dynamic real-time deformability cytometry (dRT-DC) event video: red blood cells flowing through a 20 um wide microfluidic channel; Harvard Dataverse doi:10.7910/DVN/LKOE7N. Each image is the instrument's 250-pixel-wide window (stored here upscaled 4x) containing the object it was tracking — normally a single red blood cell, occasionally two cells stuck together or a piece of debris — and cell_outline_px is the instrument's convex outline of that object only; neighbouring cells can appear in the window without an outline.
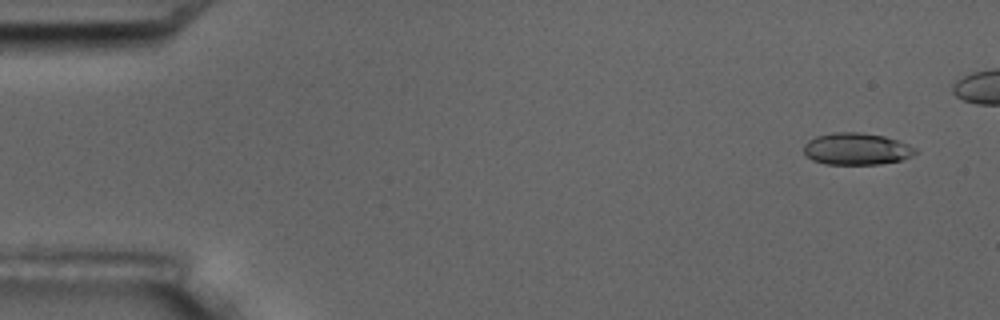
{"species": "common noctule bat (a hibernating species)", "species_latin": "Nyctalus noctula", "temperature_condition": "room temperature", "stored_images_in_passage": 6, "camera_frame_rate_fps": 3000, "um_per_image_px": 0.085, "animal": {"sex": "male", "body_mass_g": 17.5, "forearm_length_mm": 52.3}, "frame": {"image": 1, "passage_image": 1, "time_ms": 0.0, "image_size_px": [1000, 320], "cell_outline_px": [[920, 152], [912, 156], [900, 160], [880, 164], [824, 164], [812, 160], [804, 152], [804, 144], [808, 140], [816, 136], [832, 132], [860, 132], [884, 136], [908, 144], [916, 148]], "centroid_in_image_um": [72.81, 12.65], "position_along_channel_um": 12.2, "area_um2": 20.87}}